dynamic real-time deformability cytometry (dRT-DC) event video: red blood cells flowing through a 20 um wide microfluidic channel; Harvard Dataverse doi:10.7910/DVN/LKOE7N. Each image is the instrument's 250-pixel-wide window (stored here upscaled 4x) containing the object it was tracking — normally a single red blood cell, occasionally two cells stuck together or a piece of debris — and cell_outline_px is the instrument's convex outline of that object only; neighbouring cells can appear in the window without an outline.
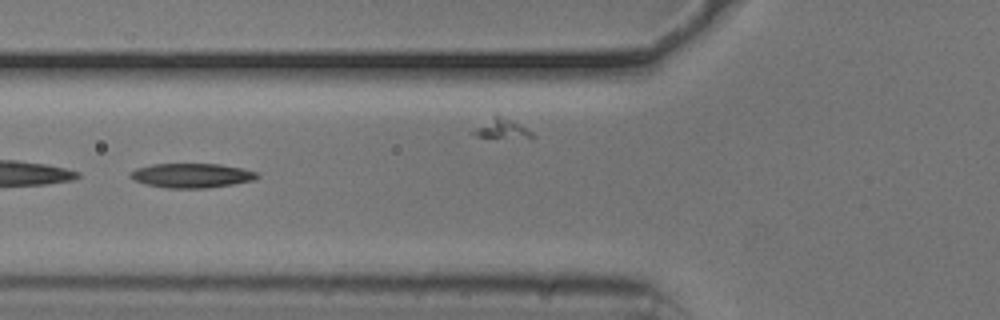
{"species": "common noctule bat (a hibernating species)", "species_latin": "Nyctalus noctula", "temperature_condition": "cold", "stored_images_in_passage": 13, "camera_frame_rate_fps": 3000, "um_per_image_px": 0.085, "animal": {"sex": "male", "body_mass_g": 20.5, "forearm_length_mm": 52.5}, "frame": {"image": 1, "passage_image": 2, "time_ms": 0.333, "image_size_px": [1000, 320], "cell_outline_px": [[260, 176], [252, 180], [232, 184], [208, 188], [168, 188], [148, 184], [136, 180], [128, 176], [136, 168], [152, 164], [220, 164], [244, 168], [256, 172]], "centroid_in_image_um": [16.32, 14.91], "position_along_channel_um": 109.5, "area_um2": 17.86}}
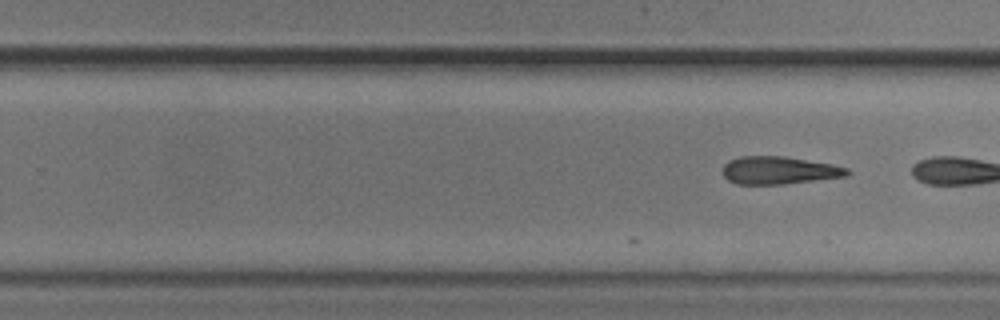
{"frame": {"image": 2, "passage_image": 13, "time_ms": 4.0, "image_size_px": [1000, 320], "cell_outline_px": [[852, 172], [848, 176], [784, 184], [736, 184], [728, 180], [724, 176], [724, 164], [728, 160], [740, 156], [784, 156], [832, 164], [848, 168]], "centroid_in_image_um": [66.24, 14.48], "position_along_channel_um": 263.6, "area_um2": 20.17}}